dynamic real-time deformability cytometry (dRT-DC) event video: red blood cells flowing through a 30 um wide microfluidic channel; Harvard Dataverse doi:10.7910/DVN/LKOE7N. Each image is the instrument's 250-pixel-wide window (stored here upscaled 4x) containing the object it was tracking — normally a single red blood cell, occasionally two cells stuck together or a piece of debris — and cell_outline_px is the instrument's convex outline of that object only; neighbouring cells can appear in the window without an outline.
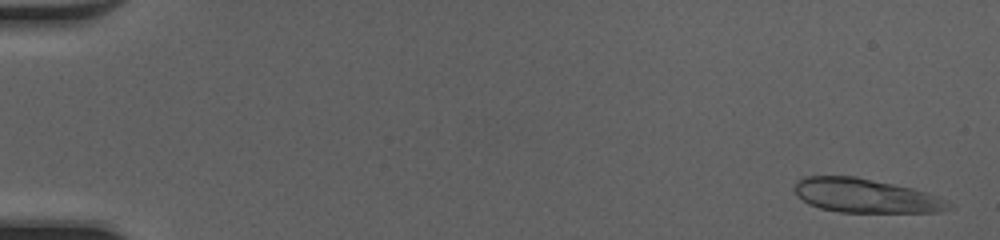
{"species": "common noctule bat (a hibernating species)", "species_latin": "Nyctalus noctula", "temperature_condition": "cold", "stored_images_in_passage": 51, "segment_of_instrument_passage": [1, 2], "camera_frame_rate_fps": 3000, "um_per_image_px": 0.085, "animal": {"sex": "female", "body_mass_g": 20.0, "forearm_length_mm": 54.0}, "frame": {"image": 1, "passage_image": 2, "time_ms": 0.333, "image_size_px": [1000, 240], "cell_outline_px": [[956, 204], [952, 208], [940, 212], [840, 212], [820, 208], [808, 204], [796, 192], [796, 180], [800, 176], [856, 176], [912, 188], [936, 196]], "centroid_in_image_um": [73.61, 16.63], "position_along_channel_um": 11.4, "area_um2": 30.52}}
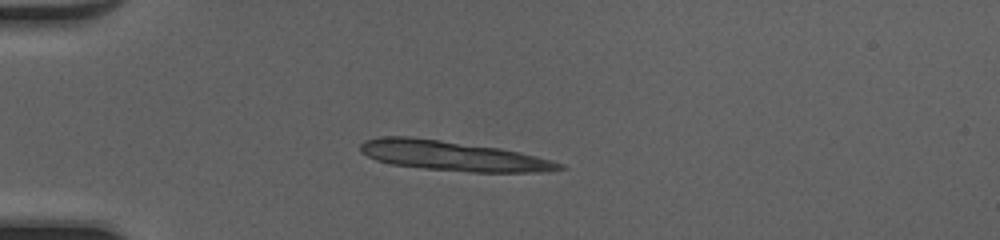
{"frame": {"image": 2, "passage_image": 14, "time_ms": 4.333, "image_size_px": [1000, 240], "cell_outline_px": [[568, 168], [540, 172], [468, 172], [424, 168], [392, 164], [376, 160], [360, 152], [360, 144], [364, 140], [380, 136], [408, 136], [440, 140], [500, 148], [520, 152], [552, 160], [564, 164]], "centroid_in_image_um": [38.49, 13.24], "position_along_channel_um": 46.5, "area_um2": 34.56}}